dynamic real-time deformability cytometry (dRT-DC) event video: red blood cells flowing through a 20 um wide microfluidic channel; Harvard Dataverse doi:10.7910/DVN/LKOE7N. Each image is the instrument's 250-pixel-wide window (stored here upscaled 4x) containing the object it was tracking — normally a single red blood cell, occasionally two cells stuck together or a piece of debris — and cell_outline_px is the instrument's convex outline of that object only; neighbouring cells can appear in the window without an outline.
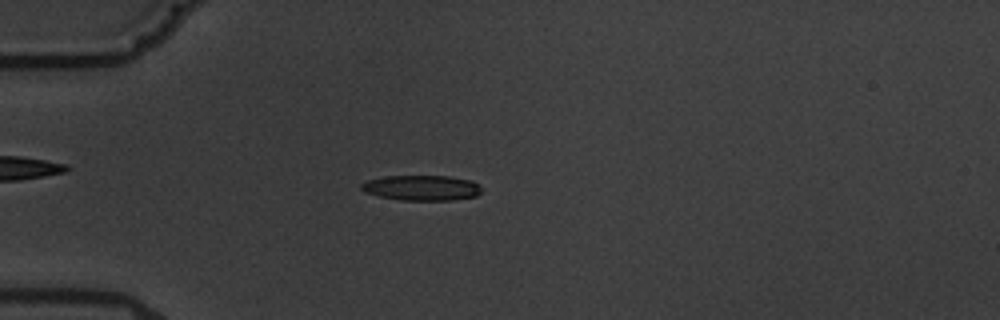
{"species": "common noctule bat (a hibernating species)", "species_latin": "Nyctalus noctula", "temperature_condition": "warm", "stored_images_in_passage": 8, "camera_frame_rate_fps": 3000, "um_per_image_px": 0.085, "animal": {"sex": "male", "body_mass_g": 19.5, "forearm_length_mm": 54.6}, "frame": {"image": 1, "passage_image": 4, "time_ms": 3.667, "image_size_px": [1000, 320], "cell_outline_px": [[480, 192], [476, 196], [452, 200], [400, 200], [380, 196], [364, 192], [360, 188], [360, 184], [368, 180], [384, 176], [448, 176], [472, 180], [480, 188]], "centroid_in_image_um": [35.81, 15.96], "position_along_channel_um": 49.2, "area_um2": 17.63}}
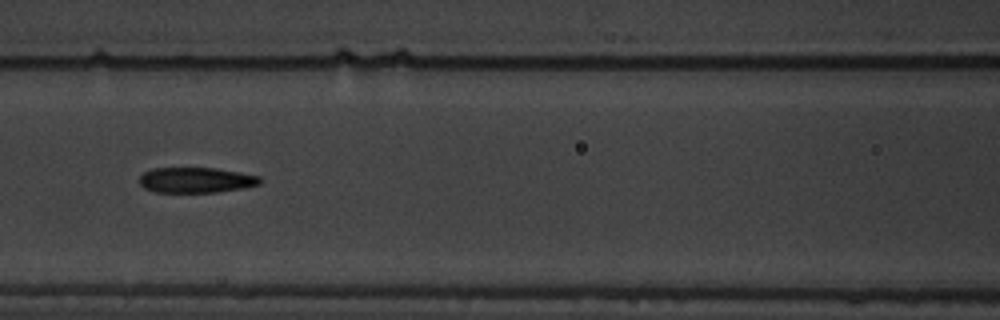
{"frame": {"image": 2, "passage_image": 7, "time_ms": 7.0, "image_size_px": [1000, 320], "cell_outline_px": [[260, 184], [244, 188], [216, 192], [156, 192], [144, 188], [140, 184], [140, 176], [144, 172], [152, 168], [216, 168], [240, 172], [260, 176]], "centroid_in_image_um": [16.66, 15.3], "position_along_channel_um": 149.9, "area_um2": 17.86}}
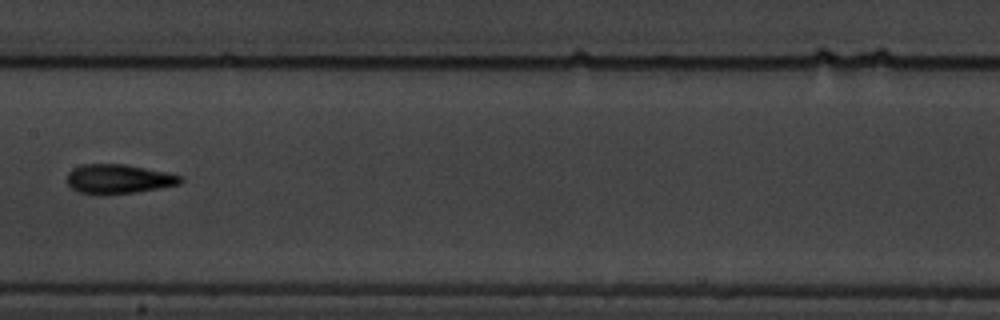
{"frame": {"image": 3, "passage_image": 8, "time_ms": 8.333, "image_size_px": [1000, 320], "cell_outline_px": [[184, 180], [180, 184], [160, 188], [136, 192], [100, 196], [96, 196], [76, 192], [68, 184], [68, 172], [72, 168], [80, 164], [124, 164], [184, 176]], "centroid_in_image_um": [10.04, 15.24], "position_along_channel_um": 197.4, "area_um2": 19.77}}